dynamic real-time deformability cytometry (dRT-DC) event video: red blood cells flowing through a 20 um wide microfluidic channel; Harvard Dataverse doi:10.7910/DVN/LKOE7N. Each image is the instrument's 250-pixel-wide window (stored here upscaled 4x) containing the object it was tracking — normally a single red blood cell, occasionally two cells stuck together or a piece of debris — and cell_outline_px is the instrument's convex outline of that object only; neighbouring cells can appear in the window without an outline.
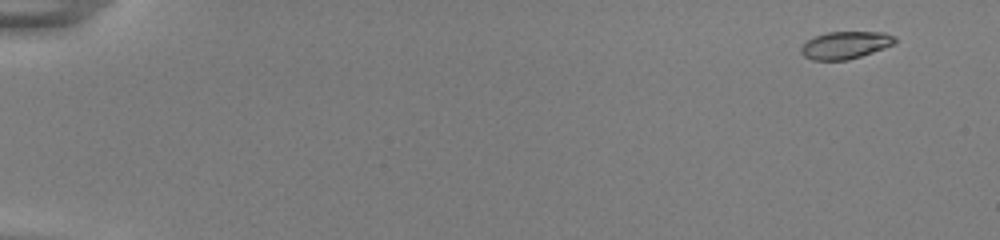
{"species": "common noctule bat (a hibernating species)", "species_latin": "Nyctalus noctula", "temperature_condition": "room temperature", "stored_images_in_passage": 54, "camera_frame_rate_fps": 3000, "um_per_image_px": 0.085, "animal": {"sex": "female", "body_mass_g": 22.0, "forearm_length_mm": 56.7}, "frame": {"image": 1, "passage_image": 3, "time_ms": 0.667, "image_size_px": [1000, 240], "cell_outline_px": [[896, 40], [892, 44], [884, 48], [848, 60], [812, 60], [804, 56], [800, 52], [800, 48], [808, 40], [816, 36], [828, 32], [884, 32], [896, 36]], "centroid_in_image_um": [71.85, 3.83], "position_along_channel_um": 13.2, "area_um2": 14.85}}
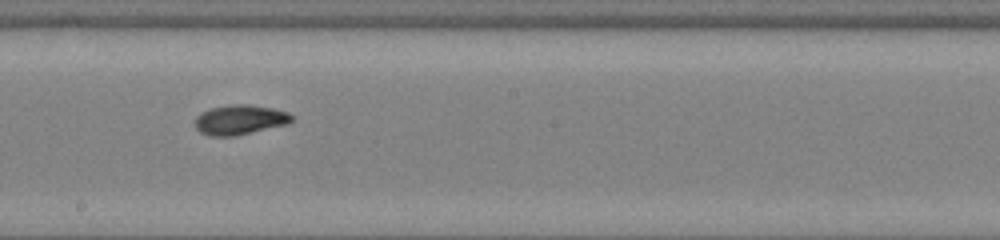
{"frame": {"image": 2, "passage_image": 32, "time_ms": 10.333, "image_size_px": [1000, 240], "cell_outline_px": [[292, 120], [288, 124], [232, 136], [212, 136], [200, 132], [196, 128], [196, 116], [200, 112], [212, 108], [236, 104], [248, 104], [272, 108], [288, 112], [292, 116]], "centroid_in_image_um": [20.38, 10.17], "position_along_channel_um": 227.8, "area_um2": 16.53}}
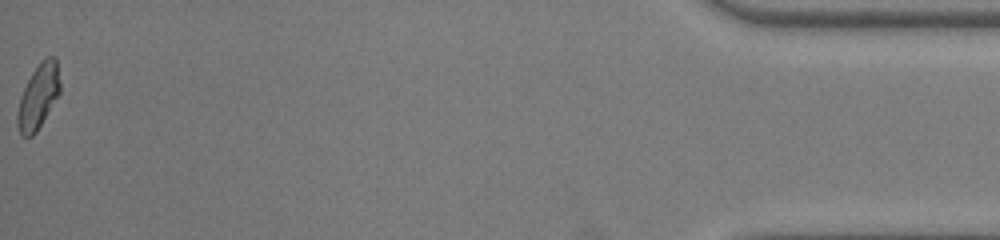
{"frame": {"image": 3, "passage_image": 54, "time_ms": 17.667, "image_size_px": [1000, 240], "cell_outline_px": [[60, 92], [36, 132], [32, 136], [20, 136], [16, 124], [16, 116], [20, 96], [32, 72], [40, 60], [44, 56], [56, 56], [60, 84]], "centroid_in_image_um": [3.24, 8.18], "position_along_channel_um": 432.0, "area_um2": 16.13}, "authors_computed_cell_mechanics": {"area_um2": 15.7794, "velocity_mm_per_s": 3.8817, "shape_relaxation_time_tau1_ms": 3.615, "shape_relaxation_time_tau2_ms": 2.5237, "deformation_change_tau1": 0.1488, "deformation_change_tau2": 0.0595}}